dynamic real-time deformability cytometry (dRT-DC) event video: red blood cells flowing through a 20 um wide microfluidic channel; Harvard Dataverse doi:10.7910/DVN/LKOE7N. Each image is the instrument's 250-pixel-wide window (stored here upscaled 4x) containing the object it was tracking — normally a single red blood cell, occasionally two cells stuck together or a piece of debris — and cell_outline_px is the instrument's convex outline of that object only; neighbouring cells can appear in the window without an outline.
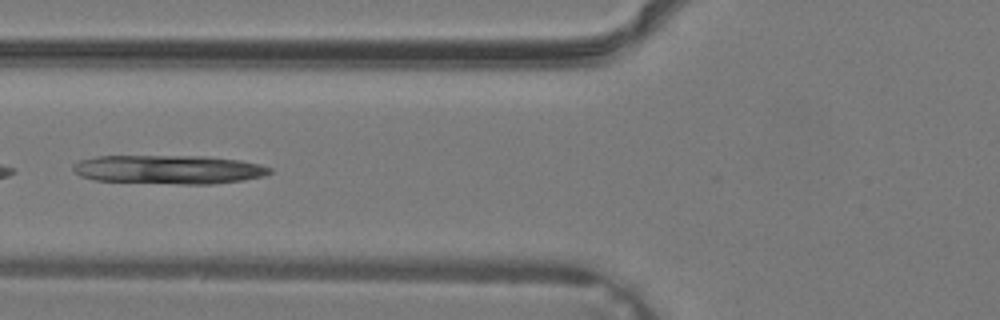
{"species": "common noctule bat (a hibernating species)", "species_latin": "Nyctalus noctula", "temperature_condition": "warm", "stored_images_in_passage": 9, "camera_frame_rate_fps": 3000, "um_per_image_px": 0.085, "animal": {"sex": "male", "body_mass_g": 19.2, "forearm_length_mm": 51.8}, "frame": {"image": 1, "passage_image": 4, "time_ms": 1.0, "image_size_px": [1000, 320], "cell_outline_px": [[272, 172], [264, 176], [244, 180], [212, 184], [180, 184], [96, 180], [80, 176], [72, 168], [72, 164], [80, 160], [96, 156], [204, 156], [240, 160], [260, 164], [272, 168]], "centroid_in_image_um": [14.37, 14.4], "position_along_channel_um": 111.4, "area_um2": 33.12}}